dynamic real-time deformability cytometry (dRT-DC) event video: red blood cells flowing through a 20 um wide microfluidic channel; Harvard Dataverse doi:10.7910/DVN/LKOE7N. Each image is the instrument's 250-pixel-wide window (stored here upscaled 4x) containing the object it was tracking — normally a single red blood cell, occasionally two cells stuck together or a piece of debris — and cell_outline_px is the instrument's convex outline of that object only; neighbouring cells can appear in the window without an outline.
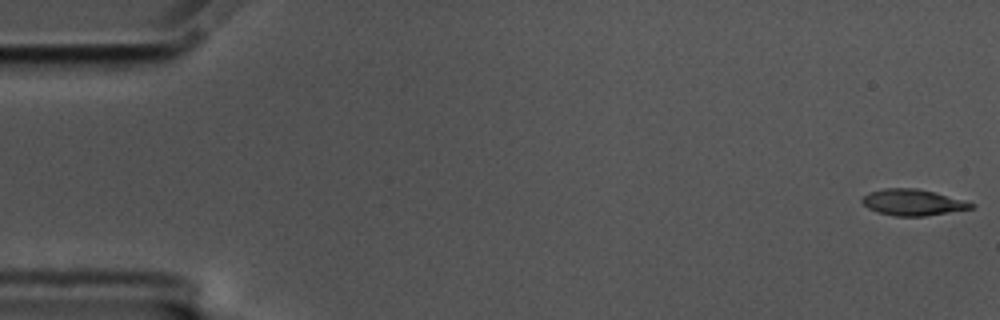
{"species": "common noctule bat (a hibernating species)", "species_latin": "Nyctalus noctula", "temperature_condition": "cold", "stored_images_in_passage": 57, "camera_frame_rate_fps": 3000, "um_per_image_px": 0.085, "animal": {"sex": "male", "body_mass_g": 17.5, "forearm_length_mm": 52.3}, "frame": {"image": 1, "passage_image": 1, "time_ms": 0.0, "image_size_px": [1000, 320], "cell_outline_px": [[976, 204], [972, 208], [924, 216], [896, 216], [876, 212], [868, 208], [860, 200], [864, 196], [872, 192], [884, 188], [916, 188], [964, 200]], "centroid_in_image_um": [77.56, 17.2], "position_along_channel_um": 7.4, "area_um2": 16.36}}
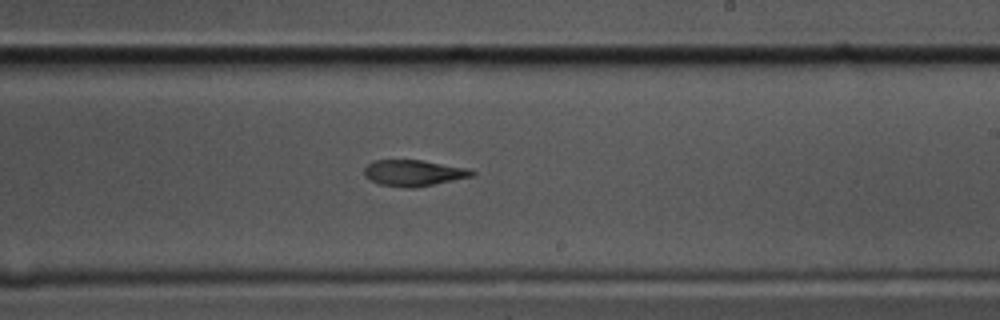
{"frame": {"image": 2, "passage_image": 34, "time_ms": 11.0, "image_size_px": [1000, 320], "cell_outline_px": [[476, 172], [472, 176], [412, 188], [408, 188], [380, 184], [364, 176], [364, 168], [372, 160], [420, 160], [468, 168]], "centroid_in_image_um": [35.12, 14.69], "position_along_channel_um": 253.9, "area_um2": 16.13}}
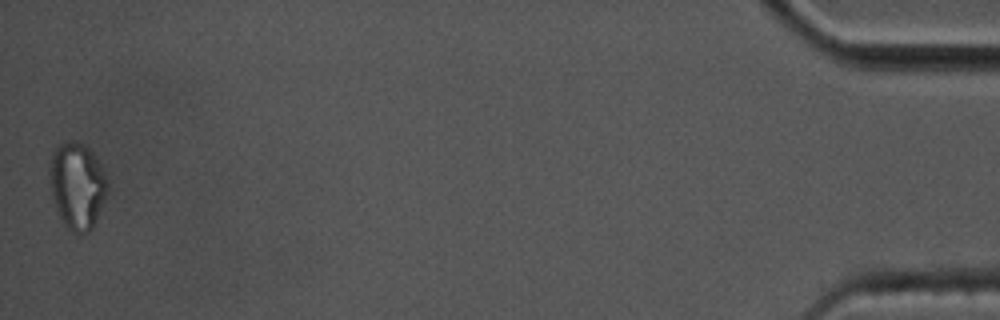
{"frame": {"image": 3, "passage_image": 57, "time_ms": 18.667, "image_size_px": [1000, 320], "cell_outline_px": [[108, 188], [104, 200], [96, 220], [92, 228], [88, 232], [80, 236], [72, 232], [64, 224], [56, 208], [52, 192], [48, 172], [48, 168], [52, 152], [60, 144], [72, 140], [84, 144], [92, 152], [100, 164], [108, 180]], "centroid_in_image_um": [6.56, 15.78], "position_along_channel_um": 428.6, "area_um2": 29.19}, "authors_computed_cell_mechanics": {"area_um2": 17.1088, "velocity_mm_per_s": 3.5108, "shape_relaxation_time_tau1_ms": 8.5095, "shape_relaxation_time_tau2_ms": 3.3304, "deformation_change_tau1": 0.2052, "deformation_change_tau2": 0.093}}